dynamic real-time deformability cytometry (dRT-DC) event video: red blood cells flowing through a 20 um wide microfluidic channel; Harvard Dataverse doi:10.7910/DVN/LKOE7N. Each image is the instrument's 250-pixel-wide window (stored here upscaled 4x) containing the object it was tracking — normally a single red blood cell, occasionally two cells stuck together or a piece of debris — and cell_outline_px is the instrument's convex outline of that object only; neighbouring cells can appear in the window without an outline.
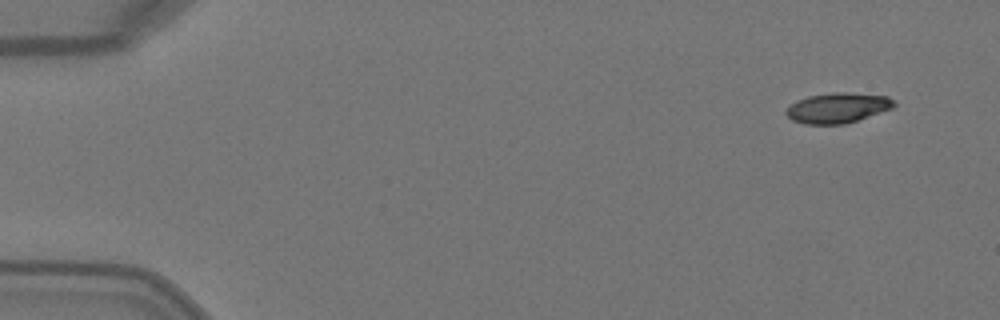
{"species": "Egyptian fruit bat (a non-hibernating species)", "species_latin": "Rousettus aegyptiacus", "temperature_condition": "warm", "stored_images_in_passage": 2, "camera_frame_rate_fps": 3000, "um_per_image_px": 0.085, "animal": {"sex": "female"}, "frame": {"image": 1, "passage_image": 1, "time_ms": 0.0, "image_size_px": [1000, 320], "cell_outline_px": [[896, 104], [892, 108], [844, 124], [804, 124], [792, 120], [784, 112], [792, 104], [808, 96], [832, 92], [844, 92], [888, 96]], "centroid_in_image_um": [71.19, 9.16], "position_along_channel_um": 13.8, "area_um2": 18.67}}
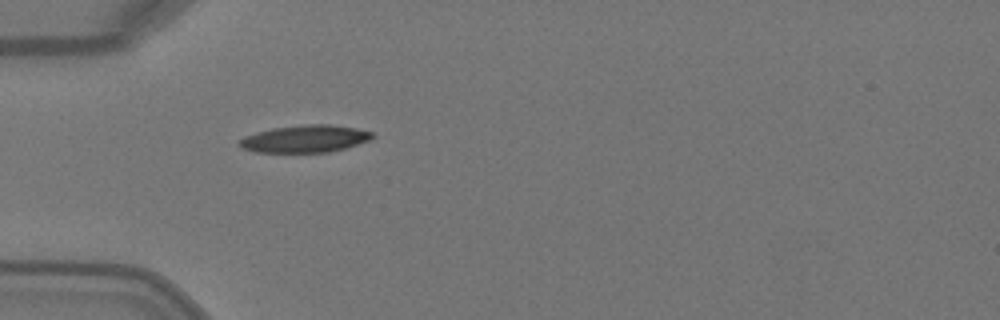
{"frame": {"image": 2, "passage_image": 2, "time_ms": 0.333, "image_size_px": [1000, 320], "cell_outline_px": [[376, 136], [372, 140], [344, 148], [328, 152], [252, 152], [240, 148], [236, 144], [244, 136], [256, 132], [272, 128], [308, 124], [328, 124], [356, 128], [372, 132]], "centroid_in_image_um": [25.91, 11.8], "position_along_channel_um": 59.1, "area_um2": 21.33}}